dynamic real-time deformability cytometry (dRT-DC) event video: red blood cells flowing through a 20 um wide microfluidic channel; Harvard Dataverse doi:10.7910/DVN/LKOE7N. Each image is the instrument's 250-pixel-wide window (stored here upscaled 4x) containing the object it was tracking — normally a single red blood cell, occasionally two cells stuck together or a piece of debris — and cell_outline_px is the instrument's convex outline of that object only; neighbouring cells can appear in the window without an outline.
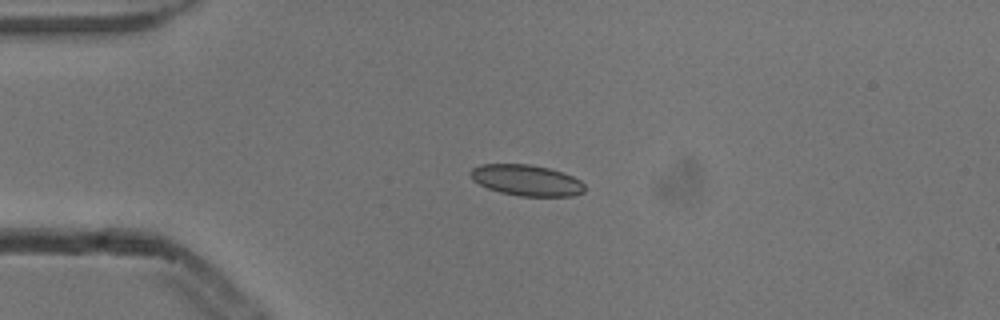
{"species": "common noctule bat (a hibernating species)", "species_latin": "Nyctalus noctula", "temperature_condition": "cold", "stored_images_in_passage": 4, "camera_frame_rate_fps": 3000, "um_per_image_px": 0.085, "animal": {"sex": "male", "body_mass_g": 13.3}, "frame": {"image": 1, "passage_image": 3, "time_ms": 0.667, "image_size_px": [1000, 320], "cell_outline_px": [[584, 192], [572, 196], [520, 196], [500, 192], [488, 188], [472, 180], [468, 176], [468, 172], [472, 168], [480, 164], [528, 164], [548, 168], [564, 172], [580, 180], [584, 184]], "centroid_in_image_um": [44.72, 15.31], "position_along_channel_um": 40.3, "area_um2": 20.75}}